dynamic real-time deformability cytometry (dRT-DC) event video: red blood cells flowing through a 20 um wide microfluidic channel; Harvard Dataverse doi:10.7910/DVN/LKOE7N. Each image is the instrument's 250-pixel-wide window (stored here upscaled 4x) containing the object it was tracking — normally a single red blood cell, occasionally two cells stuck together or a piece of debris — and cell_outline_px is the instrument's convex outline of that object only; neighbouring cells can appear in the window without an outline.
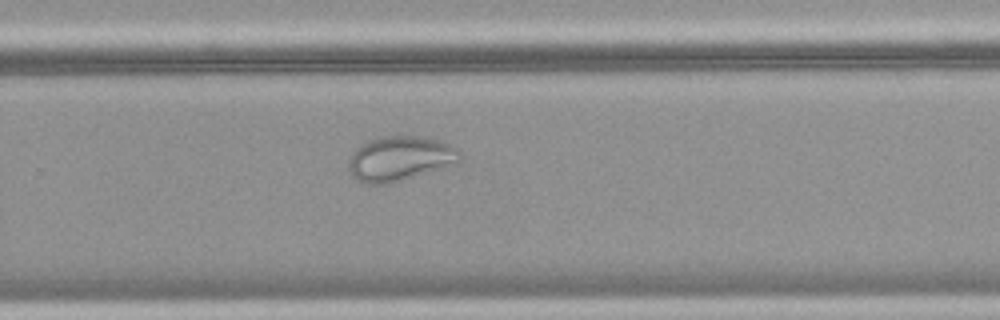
{"species": "common noctule bat (a hibernating species)", "species_latin": "Nyctalus noctula", "temperature_condition": "warm", "stored_images_in_passage": 25, "camera_frame_rate_fps": 3000, "um_per_image_px": 0.085, "animal": {"sex": "female", "body_mass_g": 18.4}, "frame": {"image": 1, "passage_image": 18, "time_ms": 5.667, "image_size_px": [1000, 320], "cell_outline_px": [[460, 160], [400, 180], [384, 184], [368, 184], [352, 176], [348, 168], [348, 160], [356, 148], [360, 144], [368, 140], [380, 136], [424, 136], [440, 140], [452, 144], [460, 152]], "centroid_in_image_um": [33.93, 13.43], "position_along_channel_um": 295.9, "area_um2": 28.44}}
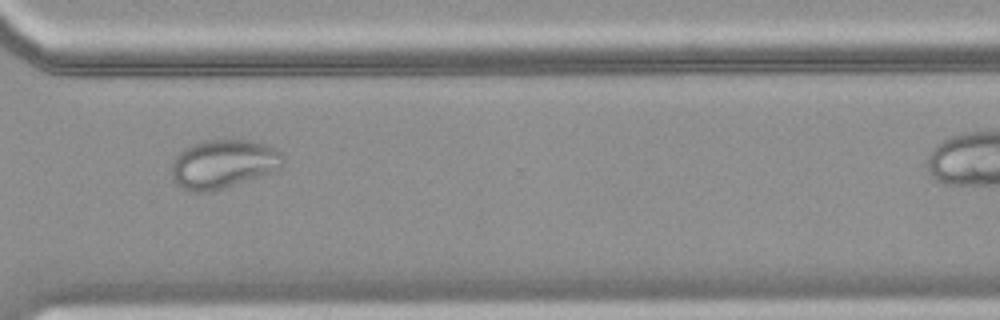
{"frame": {"image": 2, "passage_image": 22, "time_ms": 7.0, "image_size_px": [1000, 320], "cell_outline_px": [[284, 164], [280, 168], [224, 188], [204, 192], [192, 192], [180, 188], [176, 184], [172, 176], [172, 160], [184, 148], [192, 144], [204, 140], [252, 140], [276, 148], [284, 156]], "centroid_in_image_um": [18.95, 13.93], "position_along_channel_um": 351.6, "area_um2": 31.56}}